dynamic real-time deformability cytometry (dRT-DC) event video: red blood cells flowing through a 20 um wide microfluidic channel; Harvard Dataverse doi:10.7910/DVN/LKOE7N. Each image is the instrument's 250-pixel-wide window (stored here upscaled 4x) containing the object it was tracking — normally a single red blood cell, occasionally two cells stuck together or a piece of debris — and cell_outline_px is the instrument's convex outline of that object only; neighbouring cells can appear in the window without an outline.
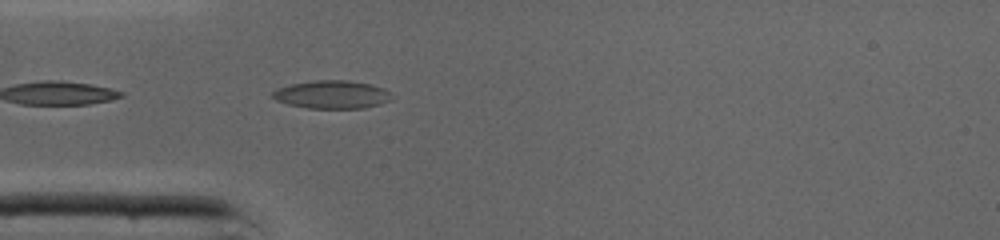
{"species": "common noctule bat (a hibernating species)", "species_latin": "Nyctalus noctula", "temperature_condition": "cold", "stored_images_in_passage": 24, "camera_frame_rate_fps": 3000, "um_per_image_px": 0.085, "animal": {"sex": "male", "body_mass_g": 19.0, "forearm_length_mm": 50.8}, "frame": {"image": 1, "passage_image": 4, "time_ms": 1.0, "image_size_px": [1000, 240], "cell_outline_px": [[396, 96], [392, 100], [380, 104], [364, 108], [308, 108], [288, 104], [276, 100], [272, 96], [272, 92], [288, 84], [312, 80], [348, 80], [372, 84], [384, 88], [392, 92]], "centroid_in_image_um": [28.29, 8.03], "position_along_channel_um": 56.7, "area_um2": 19.83}}
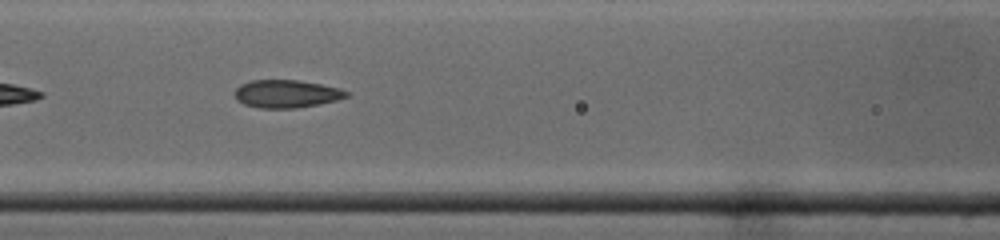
{"frame": {"image": 2, "passage_image": 10, "time_ms": 3.0, "image_size_px": [1000, 240], "cell_outline_px": [[352, 92], [348, 96], [336, 100], [320, 104], [296, 108], [260, 108], [244, 104], [236, 100], [236, 88], [240, 84], [252, 80], [296, 80], [320, 84], [340, 88]], "centroid_in_image_um": [24.37, 7.97], "position_along_channel_um": 142.2, "area_um2": 18.15}}
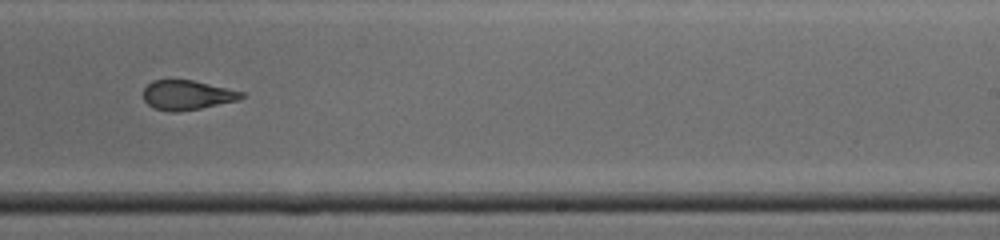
{"frame": {"image": 3, "passage_image": 19, "time_ms": 6.0, "image_size_px": [1000, 240], "cell_outline_px": [[244, 96], [236, 100], [200, 108], [176, 112], [168, 112], [152, 108], [144, 100], [144, 88], [152, 80], [192, 80], [228, 88], [244, 92]], "centroid_in_image_um": [15.86, 8.08], "position_along_channel_um": 273.1, "area_um2": 16.76}}